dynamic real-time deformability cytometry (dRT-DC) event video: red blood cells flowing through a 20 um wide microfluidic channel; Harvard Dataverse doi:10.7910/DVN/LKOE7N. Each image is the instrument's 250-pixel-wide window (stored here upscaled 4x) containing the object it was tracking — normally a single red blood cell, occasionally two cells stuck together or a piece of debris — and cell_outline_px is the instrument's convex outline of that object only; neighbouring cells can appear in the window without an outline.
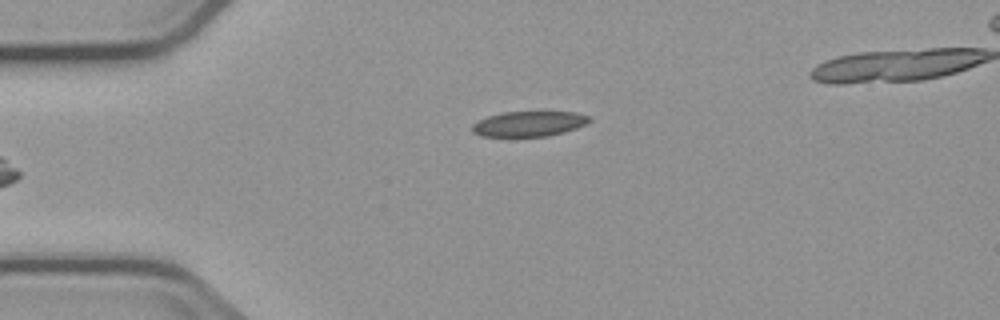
{"species": "common noctule bat (a hibernating species)", "species_latin": "Nyctalus noctula", "temperature_condition": "cold", "stored_images_in_passage": 4, "camera_frame_rate_fps": 3000, "um_per_image_px": 0.085, "animal": {"sex": "male", "body_mass_g": 23.1, "forearm_length_mm": 52.7}, "frame": {"image": 1, "passage_image": 4, "time_ms": 4.333, "image_size_px": [1000, 320], "cell_outline_px": [[592, 120], [588, 124], [564, 132], [548, 136], [480, 136], [472, 132], [472, 124], [488, 116], [504, 112], [576, 112], [588, 116]], "centroid_in_image_um": [44.98, 10.52], "position_along_channel_um": 40.0, "area_um2": 17.17}}